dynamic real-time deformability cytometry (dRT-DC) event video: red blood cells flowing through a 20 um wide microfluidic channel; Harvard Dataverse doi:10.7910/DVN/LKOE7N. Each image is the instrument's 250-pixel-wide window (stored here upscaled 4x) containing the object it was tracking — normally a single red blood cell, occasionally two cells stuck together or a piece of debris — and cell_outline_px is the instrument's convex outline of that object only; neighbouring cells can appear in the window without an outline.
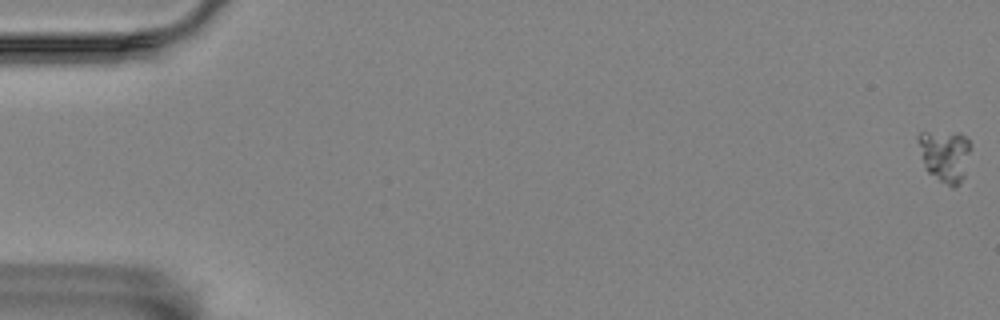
{"species": "Egyptian fruit bat (a non-hibernating species)", "species_latin": "Rousettus aegyptiacus", "temperature_condition": "room temperature", "stored_images_in_passage": 6, "camera_frame_rate_fps": 3000, "um_per_image_px": 0.085, "animal": {"sex": "female"}, "frame": {"image": 1, "passage_image": 1, "time_ms": 0.0, "image_size_px": [1000, 320], "cell_outline_px": [[972, 148], [964, 176], [952, 188], [928, 172], [924, 168], [916, 140], [916, 136], [920, 132], [960, 132], [968, 140]], "centroid_in_image_um": [80.3, 13.18], "position_along_channel_um": 4.7, "area_um2": 16.13}}
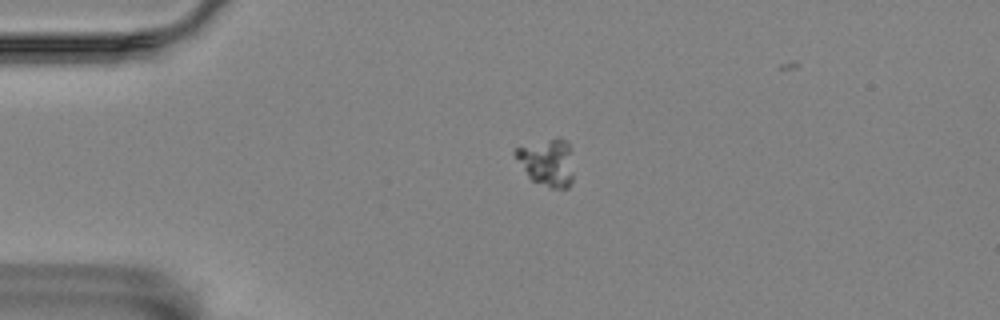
{"frame": {"image": 2, "passage_image": 4, "time_ms": 4.333, "image_size_px": [1000, 320], "cell_outline_px": [[572, 180], [568, 188], [552, 188], [532, 180], [528, 176], [512, 152], [516, 148], [556, 136], [560, 136], [568, 140], [572, 172]], "centroid_in_image_um": [46.5, 13.76], "position_along_channel_um": 38.5, "area_um2": 15.95}}
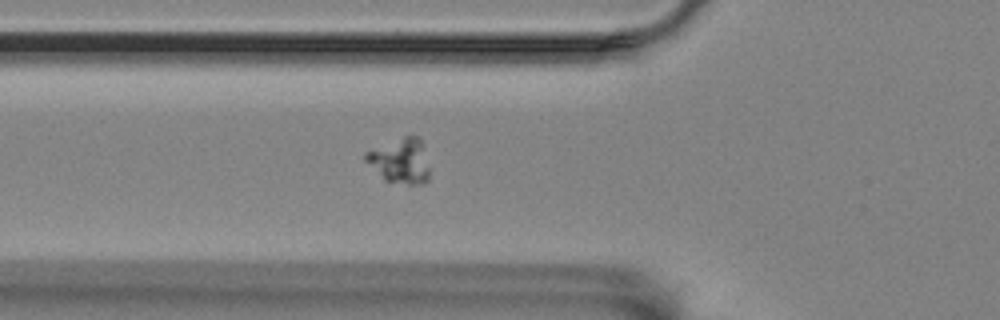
{"frame": {"image": 3, "passage_image": 6, "time_ms": 6.667, "image_size_px": [1000, 320], "cell_outline_px": [[428, 180], [424, 184], [408, 184], [384, 180], [364, 160], [364, 152], [404, 136], [416, 136], [420, 140], [428, 168]], "centroid_in_image_um": [33.97, 13.69], "position_along_channel_um": 91.8, "area_um2": 16.36}}